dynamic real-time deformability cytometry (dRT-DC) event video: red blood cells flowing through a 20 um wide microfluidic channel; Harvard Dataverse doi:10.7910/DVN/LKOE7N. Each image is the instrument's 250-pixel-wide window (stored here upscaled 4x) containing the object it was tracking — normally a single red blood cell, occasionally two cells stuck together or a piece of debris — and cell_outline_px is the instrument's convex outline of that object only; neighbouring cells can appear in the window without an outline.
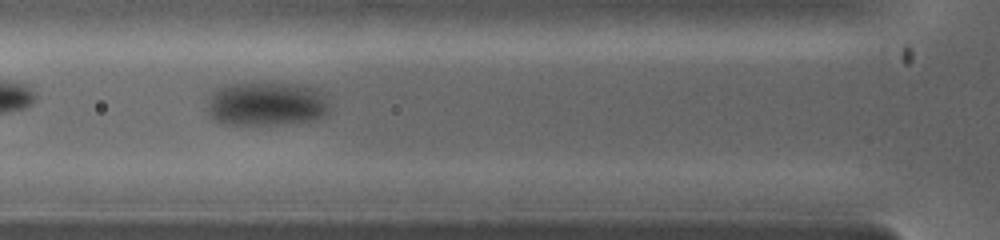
{"species": "common noctule bat (a hibernating species)", "species_latin": "Nyctalus noctula", "temperature_condition": "warm", "stored_images_in_passage": 15, "camera_frame_rate_fps": 5000, "um_per_image_px": 0.085, "animal": {"sex": "female", "body_mass_g": 19.0, "forearm_length_mm": 53.3}, "frame": {"image": 1, "passage_image": 4, "time_ms": 1.4, "image_size_px": [1000, 240], "cell_outline_px": [[328, 112], [324, 116], [312, 120], [276, 124], [224, 124], [212, 120], [208, 112], [208, 104], [212, 92], [224, 84], [300, 84], [312, 88], [324, 96], [328, 108]], "centroid_in_image_um": [22.59, 8.84], "position_along_channel_um": 103.2, "area_um2": 30.81}}
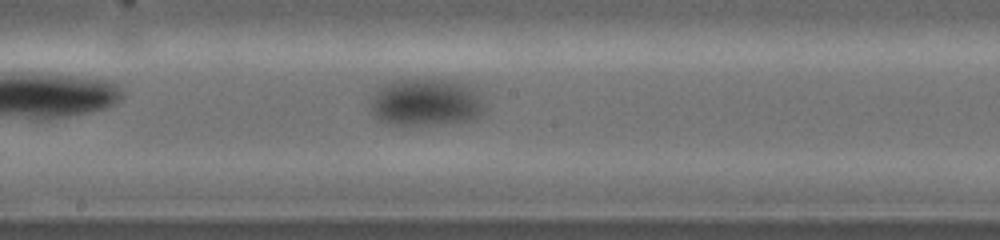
{"frame": {"image": 2, "passage_image": 9, "time_ms": 3.4, "image_size_px": [1000, 240], "cell_outline_px": [[484, 116], [472, 120], [436, 124], [384, 124], [376, 116], [372, 108], [372, 96], [380, 88], [396, 80], [456, 80], [476, 88], [484, 104]], "centroid_in_image_um": [36.3, 8.7], "position_along_channel_um": 211.9, "area_um2": 31.33}}
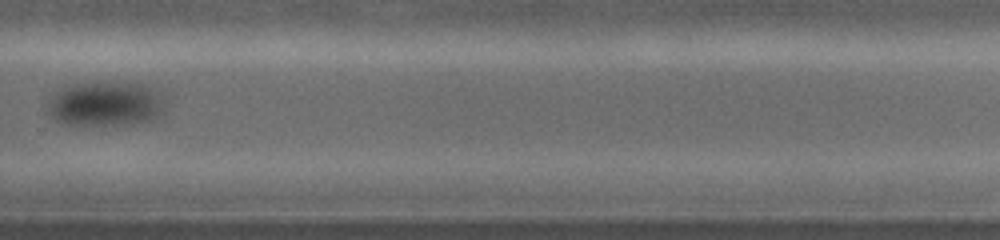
{"frame": {"image": 3, "passage_image": 14, "time_ms": 5.4, "image_size_px": [1000, 240], "cell_outline_px": [[164, 112], [160, 116], [152, 120], [132, 124], [64, 124], [56, 120], [48, 112], [48, 100], [56, 92], [72, 84], [92, 80], [104, 80], [148, 84], [156, 88], [160, 92], [164, 108]], "centroid_in_image_um": [9.02, 8.77], "position_along_channel_um": 320.8, "area_um2": 31.39}}